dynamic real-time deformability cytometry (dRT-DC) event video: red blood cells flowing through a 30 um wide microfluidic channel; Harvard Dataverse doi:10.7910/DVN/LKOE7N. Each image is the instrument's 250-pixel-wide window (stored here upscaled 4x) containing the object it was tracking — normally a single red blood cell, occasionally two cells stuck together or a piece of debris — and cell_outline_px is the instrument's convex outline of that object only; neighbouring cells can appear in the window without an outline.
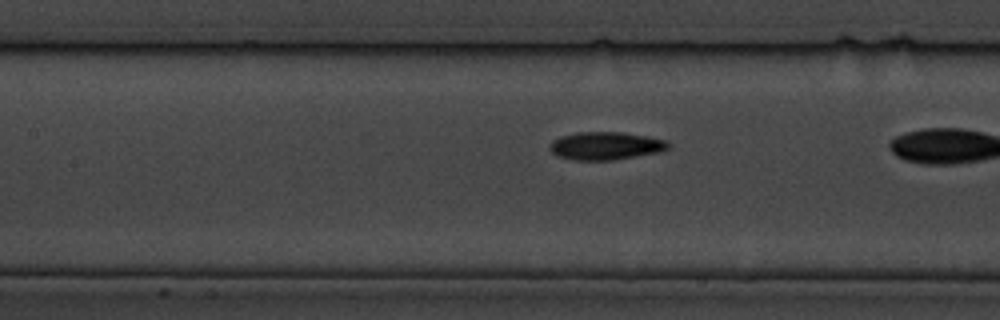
{"species": "common noctule bat (a hibernating species)", "species_latin": "Nyctalus noctula", "temperature_condition": "cold", "stored_images_in_passage": 29, "camera_frame_rate_fps": 3000, "um_per_image_px": 0.085, "animal": {"sex": "male", "body_mass_g": 19.5, "forearm_length_mm": 54.6}, "frame": {"image": 1, "passage_image": 24, "time_ms": 7.667, "image_size_px": [1000, 320], "cell_outline_px": [[668, 148], [660, 152], [612, 160], [576, 160], [556, 156], [552, 152], [552, 140], [560, 136], [576, 132], [620, 132], [644, 136], [664, 140], [668, 144]], "centroid_in_image_um": [51.45, 12.4], "position_along_channel_um": 156.0, "area_um2": 18.96}}